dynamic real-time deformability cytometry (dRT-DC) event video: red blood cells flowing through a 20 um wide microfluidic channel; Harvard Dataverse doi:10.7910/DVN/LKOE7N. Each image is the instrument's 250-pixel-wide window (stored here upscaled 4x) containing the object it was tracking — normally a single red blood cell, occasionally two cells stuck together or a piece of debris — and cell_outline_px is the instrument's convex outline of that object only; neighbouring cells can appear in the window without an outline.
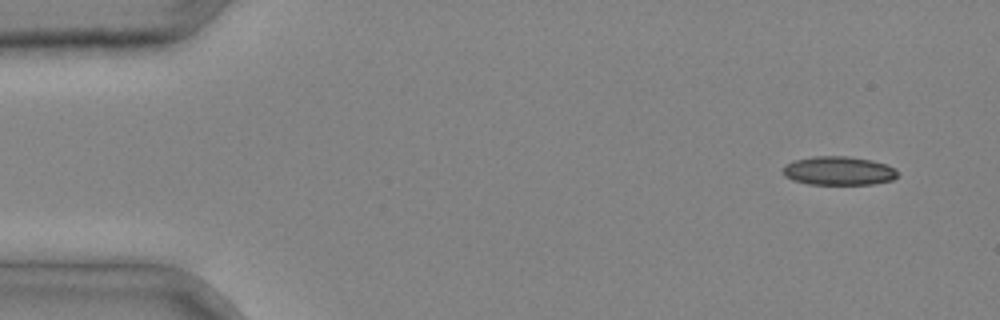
{"species": "common noctule bat (a hibernating species)", "species_latin": "Nyctalus noctula", "temperature_condition": "cold", "stored_images_in_passage": 3, "camera_frame_rate_fps": 3000, "um_per_image_px": 0.085, "animal": {"sex": "male", "body_mass_g": 20.4}, "frame": {"image": 1, "passage_image": 1, "time_ms": 0.0, "image_size_px": [1000, 320], "cell_outline_px": [[900, 176], [892, 180], [872, 184], [808, 184], [792, 180], [784, 176], [784, 164], [792, 160], [812, 156], [844, 156], [872, 160], [896, 168]], "centroid_in_image_um": [71.28, 14.51], "position_along_channel_um": 13.7, "area_um2": 19.36}}